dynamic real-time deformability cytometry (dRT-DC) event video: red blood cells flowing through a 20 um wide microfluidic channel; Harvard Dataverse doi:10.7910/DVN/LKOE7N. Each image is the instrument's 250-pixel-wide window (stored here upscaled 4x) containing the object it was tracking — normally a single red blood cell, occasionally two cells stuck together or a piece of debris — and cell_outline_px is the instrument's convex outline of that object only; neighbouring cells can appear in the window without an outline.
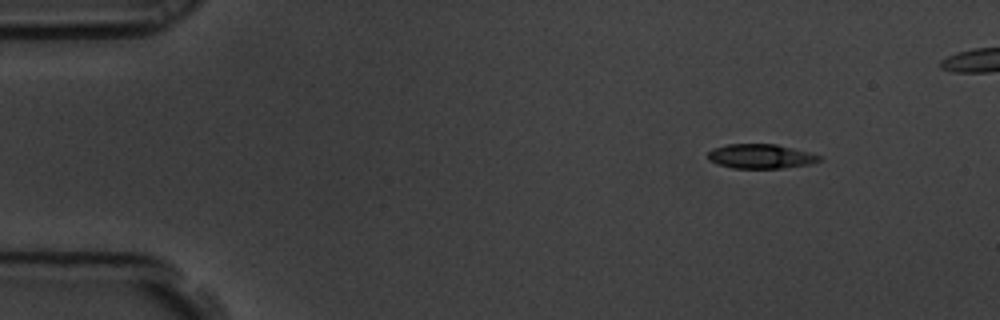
{"species": "common noctule bat (a hibernating species)", "species_latin": "Nyctalus noctula", "temperature_condition": "room temperature", "stored_images_in_passage": 4, "camera_frame_rate_fps": 3000, "um_per_image_px": 0.085, "animal": {"sex": "male", "body_mass_g": 19.5, "forearm_length_mm": 54.6}, "frame": {"image": 1, "passage_image": 1, "time_ms": 0.0, "image_size_px": [1000, 320], "cell_outline_px": [[824, 160], [808, 164], [784, 168], [732, 168], [708, 160], [708, 152], [712, 148], [728, 144], [776, 144], [808, 152], [820, 156]], "centroid_in_image_um": [64.65, 13.28], "position_along_channel_um": 20.3, "area_um2": 15.78}}